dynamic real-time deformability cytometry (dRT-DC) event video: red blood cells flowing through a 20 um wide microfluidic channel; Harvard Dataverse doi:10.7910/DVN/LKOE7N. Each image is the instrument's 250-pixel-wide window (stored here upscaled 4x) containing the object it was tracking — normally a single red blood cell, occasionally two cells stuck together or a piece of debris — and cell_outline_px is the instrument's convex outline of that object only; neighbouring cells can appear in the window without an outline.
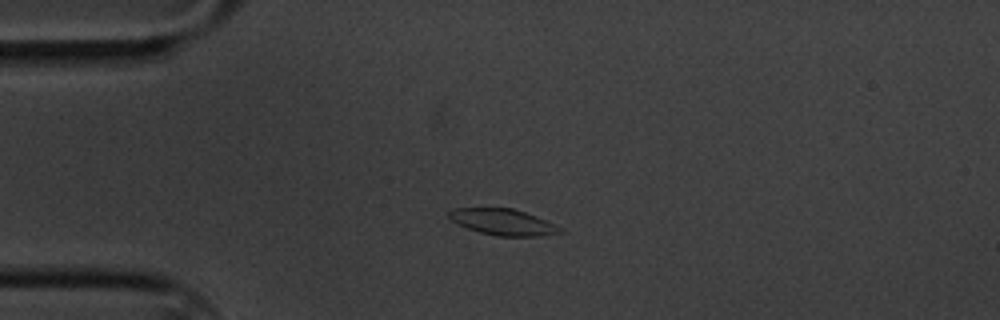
{"species": "common noctule bat (a hibernating species)", "species_latin": "Nyctalus noctula", "temperature_condition": "cold", "stored_images_in_passage": 3, "camera_frame_rate_fps": 3000, "um_per_image_px": 0.085, "animal": {"sex": "male", "body_mass_g": 20.1, "forearm_length_mm": 53.5}, "frame": {"image": 1, "passage_image": 1, "time_ms": 0.0, "image_size_px": [1000, 320], "cell_outline_px": [[564, 232], [540, 236], [496, 236], [480, 232], [468, 228], [452, 220], [448, 216], [448, 212], [452, 208], [512, 208], [536, 216], [560, 228]], "centroid_in_image_um": [42.73, 18.87], "position_along_channel_um": 42.3, "area_um2": 16.65}}
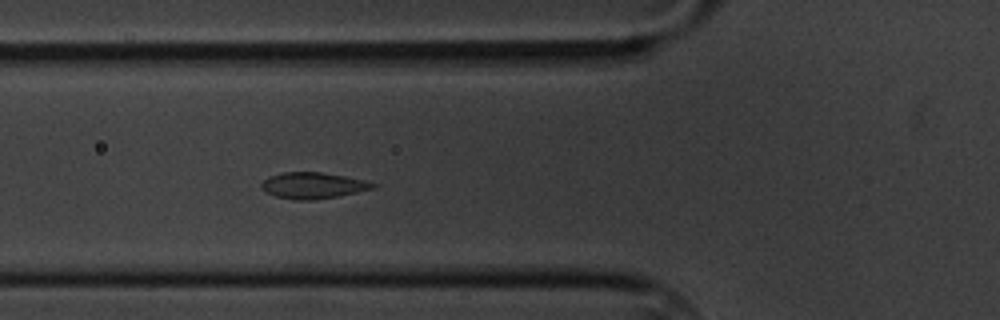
{"frame": {"image": 2, "passage_image": 3, "time_ms": 2.333, "image_size_px": [1000, 320], "cell_outline_px": [[376, 188], [336, 196], [312, 200], [296, 200], [276, 196], [260, 188], [260, 184], [268, 176], [280, 172], [320, 172], [344, 176], [364, 180], [376, 184]], "centroid_in_image_um": [26.57, 15.75], "position_along_channel_um": 99.2, "area_um2": 16.88}}